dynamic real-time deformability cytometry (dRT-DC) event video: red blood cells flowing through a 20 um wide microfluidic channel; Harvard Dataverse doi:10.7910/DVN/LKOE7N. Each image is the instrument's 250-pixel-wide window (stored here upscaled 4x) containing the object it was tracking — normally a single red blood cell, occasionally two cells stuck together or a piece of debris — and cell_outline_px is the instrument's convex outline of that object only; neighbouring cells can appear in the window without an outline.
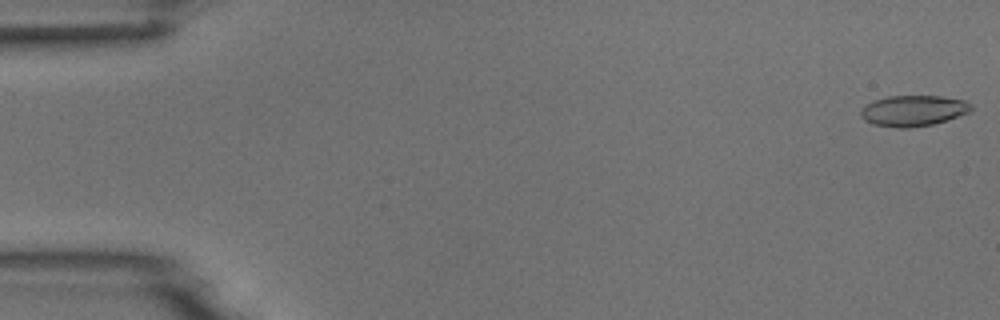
{"species": "common noctule bat (a hibernating species)", "species_latin": "Nyctalus noctula", "temperature_condition": "room temperature", "stored_images_in_passage": 53, "camera_frame_rate_fps": 3000, "um_per_image_px": 0.085, "animal": {"sex": "male", "body_mass_g": 18.8}, "frame": {"image": 1, "passage_image": 1, "time_ms": 0.0, "image_size_px": [1000, 320], "cell_outline_px": [[972, 112], [932, 124], [908, 128], [896, 128], [872, 124], [864, 120], [860, 116], [860, 108], [876, 100], [888, 96], [940, 96], [964, 100], [972, 104]], "centroid_in_image_um": [77.63, 9.41], "position_along_channel_um": 7.4, "area_um2": 19.88}}
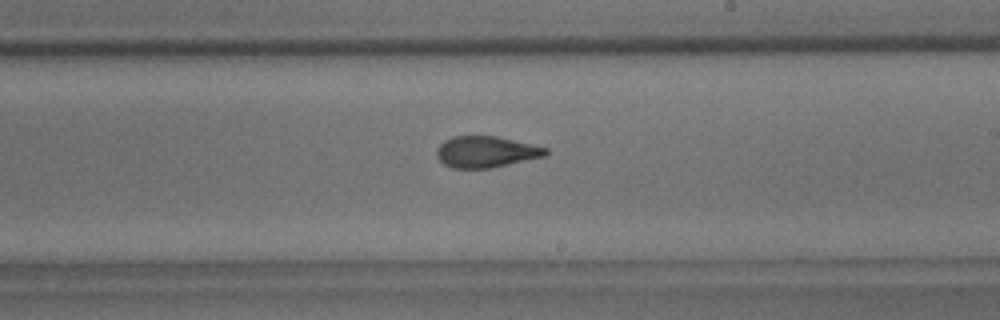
{"frame": {"image": 2, "passage_image": 31, "time_ms": 10.0, "image_size_px": [1000, 320], "cell_outline_px": [[548, 152], [544, 156], [492, 168], [452, 168], [444, 164], [436, 156], [436, 148], [444, 140], [452, 136], [496, 136], [532, 144], [548, 148]], "centroid_in_image_um": [41.28, 12.9], "position_along_channel_um": 247.7, "area_um2": 19.88}}
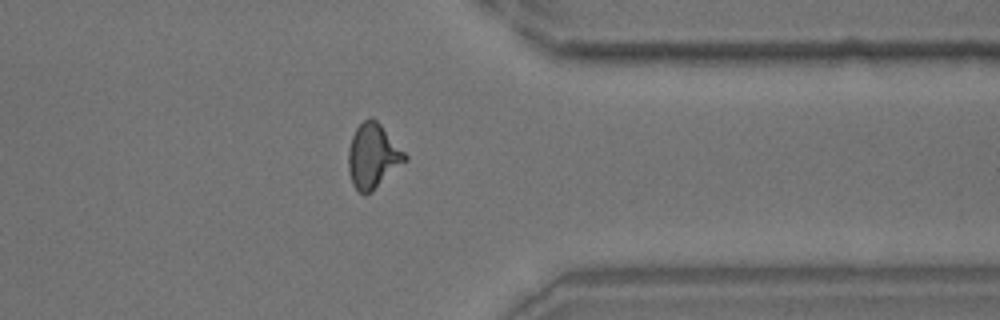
{"frame": {"image": 3, "passage_image": 42, "time_ms": 13.667, "image_size_px": [1000, 320], "cell_outline_px": [[408, 160], [372, 192], [364, 196], [352, 184], [348, 168], [348, 148], [352, 136], [356, 128], [368, 116], [372, 116], [380, 124], [408, 156]], "centroid_in_image_um": [31.7, 13.28], "position_along_channel_um": 379.7, "area_um2": 21.44}}